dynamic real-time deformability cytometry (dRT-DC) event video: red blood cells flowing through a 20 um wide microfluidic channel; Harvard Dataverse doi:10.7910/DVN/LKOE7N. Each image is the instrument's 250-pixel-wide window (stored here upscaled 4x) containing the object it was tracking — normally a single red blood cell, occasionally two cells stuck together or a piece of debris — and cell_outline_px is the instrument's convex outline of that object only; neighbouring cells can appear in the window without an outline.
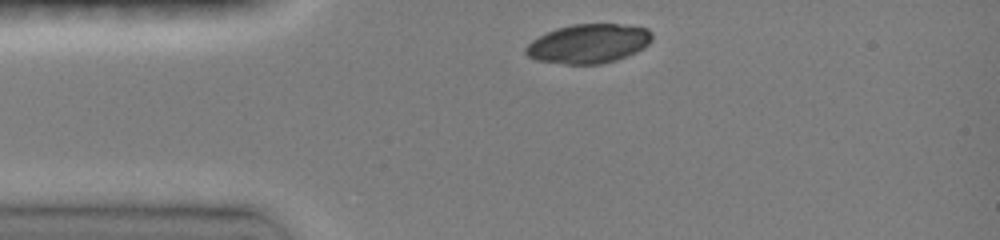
{"species": "common noctule bat (a hibernating species)", "species_latin": "Nyctalus noctula", "temperature_condition": "room temperature", "stored_images_in_passage": 6, "camera_frame_rate_fps": 3000, "um_per_image_px": 0.085, "animal": {"sex": "female", "body_mass_g": 19.0, "forearm_length_mm": 51.5}, "frame": {"image": 1, "passage_image": 1, "time_ms": 0.0, "image_size_px": [1000, 240], "cell_outline_px": [[652, 40], [644, 48], [636, 52], [616, 60], [600, 64], [564, 64], [536, 60], [528, 56], [524, 52], [524, 48], [532, 40], [556, 28], [572, 24], [616, 24], [648, 28], [652, 32]], "centroid_in_image_um": [50.02, 3.71], "position_along_channel_um": 35.0, "area_um2": 28.84}}